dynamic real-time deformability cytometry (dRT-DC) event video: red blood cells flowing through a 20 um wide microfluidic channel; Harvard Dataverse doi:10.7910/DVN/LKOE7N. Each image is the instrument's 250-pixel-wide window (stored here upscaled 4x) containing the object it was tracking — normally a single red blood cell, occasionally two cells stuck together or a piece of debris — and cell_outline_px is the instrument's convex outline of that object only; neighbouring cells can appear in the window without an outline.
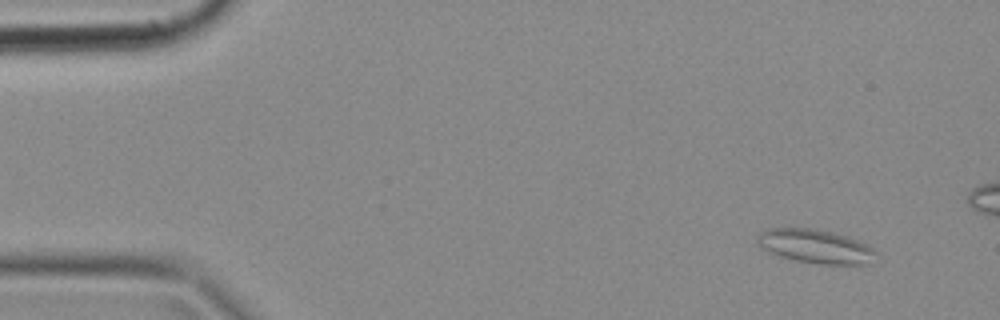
{"species": "common noctule bat (a hibernating species)", "species_latin": "Nyctalus noctula", "temperature_condition": "cold", "stored_images_in_passage": 13, "camera_frame_rate_fps": 3000, "um_per_image_px": 0.085, "animal": {"sex": "female", "body_mass_g": 18.4}, "frame": {"image": 1, "passage_image": 3, "time_ms": 0.667, "image_size_px": [1000, 320], "cell_outline_px": [[876, 252], [868, 264], [820, 264], [796, 260], [780, 256], [768, 252], [760, 248], [756, 244], [756, 236], [760, 232], [768, 228], [816, 228], [848, 236], [868, 244]], "centroid_in_image_um": [69.25, 20.92], "position_along_channel_um": 15.7, "area_um2": 23.52}}